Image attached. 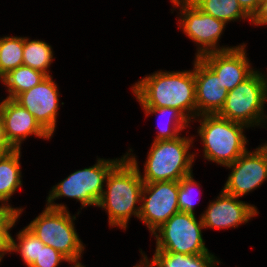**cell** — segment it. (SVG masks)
<instances>
[{
  "mask_svg": "<svg viewBox=\"0 0 267 267\" xmlns=\"http://www.w3.org/2000/svg\"><path fill=\"white\" fill-rule=\"evenodd\" d=\"M131 89L142 108L171 107L190 121L197 117L194 68L176 72L160 70L143 77Z\"/></svg>",
  "mask_w": 267,
  "mask_h": 267,
  "instance_id": "6da1fadb",
  "label": "cell"
},
{
  "mask_svg": "<svg viewBox=\"0 0 267 267\" xmlns=\"http://www.w3.org/2000/svg\"><path fill=\"white\" fill-rule=\"evenodd\" d=\"M130 152L132 149L108 174L104 186L106 189L104 188L97 205L108 213L111 227H120L123 230L132 215L139 219L140 205H136L141 202L144 185L137 158Z\"/></svg>",
  "mask_w": 267,
  "mask_h": 267,
  "instance_id": "7a4b0ae2",
  "label": "cell"
},
{
  "mask_svg": "<svg viewBox=\"0 0 267 267\" xmlns=\"http://www.w3.org/2000/svg\"><path fill=\"white\" fill-rule=\"evenodd\" d=\"M200 117V119H199ZM197 130L203 144L204 158L218 165L234 163L247 151V137L244 129L248 126L222 118L217 114L199 115Z\"/></svg>",
  "mask_w": 267,
  "mask_h": 267,
  "instance_id": "3957f363",
  "label": "cell"
},
{
  "mask_svg": "<svg viewBox=\"0 0 267 267\" xmlns=\"http://www.w3.org/2000/svg\"><path fill=\"white\" fill-rule=\"evenodd\" d=\"M193 140L194 137L180 135L175 139L154 141L147 153L144 175L140 172L143 182L179 181L193 174L196 154L189 152Z\"/></svg>",
  "mask_w": 267,
  "mask_h": 267,
  "instance_id": "277c9868",
  "label": "cell"
},
{
  "mask_svg": "<svg viewBox=\"0 0 267 267\" xmlns=\"http://www.w3.org/2000/svg\"><path fill=\"white\" fill-rule=\"evenodd\" d=\"M125 157L104 159L97 158V163L89 168H84L71 173L60 183L53 186L46 206L54 209L67 210L66 205L54 201L60 197L73 198L81 203L80 210L86 206H96L102 196L104 183L110 171Z\"/></svg>",
  "mask_w": 267,
  "mask_h": 267,
  "instance_id": "5b68a950",
  "label": "cell"
},
{
  "mask_svg": "<svg viewBox=\"0 0 267 267\" xmlns=\"http://www.w3.org/2000/svg\"><path fill=\"white\" fill-rule=\"evenodd\" d=\"M76 216L64 209L45 207L26 227L31 230L45 245L64 255L71 266L84 267L79 259L84 245L79 238L74 221Z\"/></svg>",
  "mask_w": 267,
  "mask_h": 267,
  "instance_id": "8992f818",
  "label": "cell"
},
{
  "mask_svg": "<svg viewBox=\"0 0 267 267\" xmlns=\"http://www.w3.org/2000/svg\"><path fill=\"white\" fill-rule=\"evenodd\" d=\"M267 75L255 70L248 78L228 91L218 116L248 127L267 123L264 113L267 103Z\"/></svg>",
  "mask_w": 267,
  "mask_h": 267,
  "instance_id": "52a82bcc",
  "label": "cell"
},
{
  "mask_svg": "<svg viewBox=\"0 0 267 267\" xmlns=\"http://www.w3.org/2000/svg\"><path fill=\"white\" fill-rule=\"evenodd\" d=\"M204 225L200 215L179 211L151 235L155 236L157 251L198 255L210 253L202 235Z\"/></svg>",
  "mask_w": 267,
  "mask_h": 267,
  "instance_id": "ba28073f",
  "label": "cell"
},
{
  "mask_svg": "<svg viewBox=\"0 0 267 267\" xmlns=\"http://www.w3.org/2000/svg\"><path fill=\"white\" fill-rule=\"evenodd\" d=\"M171 2L173 6L180 7L178 28L198 44L196 58L211 52H222L238 47H220L218 41L226 27L224 21L204 13L191 0H171Z\"/></svg>",
  "mask_w": 267,
  "mask_h": 267,
  "instance_id": "9c48e42d",
  "label": "cell"
},
{
  "mask_svg": "<svg viewBox=\"0 0 267 267\" xmlns=\"http://www.w3.org/2000/svg\"><path fill=\"white\" fill-rule=\"evenodd\" d=\"M178 193L179 181L144 183L139 219L146 224L151 234L180 211Z\"/></svg>",
  "mask_w": 267,
  "mask_h": 267,
  "instance_id": "30bf717a",
  "label": "cell"
},
{
  "mask_svg": "<svg viewBox=\"0 0 267 267\" xmlns=\"http://www.w3.org/2000/svg\"><path fill=\"white\" fill-rule=\"evenodd\" d=\"M225 167L232 169L223 190L237 198L250 193L267 180V145L261 144L255 151L247 150Z\"/></svg>",
  "mask_w": 267,
  "mask_h": 267,
  "instance_id": "8fae6325",
  "label": "cell"
},
{
  "mask_svg": "<svg viewBox=\"0 0 267 267\" xmlns=\"http://www.w3.org/2000/svg\"><path fill=\"white\" fill-rule=\"evenodd\" d=\"M58 85L52 75L46 76L38 85L19 94L14 100L25 107L51 136L56 130L59 107Z\"/></svg>",
  "mask_w": 267,
  "mask_h": 267,
  "instance_id": "7c38bea8",
  "label": "cell"
},
{
  "mask_svg": "<svg viewBox=\"0 0 267 267\" xmlns=\"http://www.w3.org/2000/svg\"><path fill=\"white\" fill-rule=\"evenodd\" d=\"M215 201L209 202L204 213L201 214L204 228H237L238 225L248 223L258 215L256 206L239 200L236 196L226 193L223 189Z\"/></svg>",
  "mask_w": 267,
  "mask_h": 267,
  "instance_id": "4fadbf2b",
  "label": "cell"
},
{
  "mask_svg": "<svg viewBox=\"0 0 267 267\" xmlns=\"http://www.w3.org/2000/svg\"><path fill=\"white\" fill-rule=\"evenodd\" d=\"M246 44L238 45L237 48L211 52L200 58L217 74L221 88L233 90L254 71L248 61Z\"/></svg>",
  "mask_w": 267,
  "mask_h": 267,
  "instance_id": "5bb4252c",
  "label": "cell"
},
{
  "mask_svg": "<svg viewBox=\"0 0 267 267\" xmlns=\"http://www.w3.org/2000/svg\"><path fill=\"white\" fill-rule=\"evenodd\" d=\"M0 111L4 119L6 138L14 149H21L22 142L31 135L44 140L51 138L35 117L14 99H3L0 102Z\"/></svg>",
  "mask_w": 267,
  "mask_h": 267,
  "instance_id": "9a60e30c",
  "label": "cell"
},
{
  "mask_svg": "<svg viewBox=\"0 0 267 267\" xmlns=\"http://www.w3.org/2000/svg\"><path fill=\"white\" fill-rule=\"evenodd\" d=\"M194 60L197 117L217 114L224 105L228 90L221 88L217 74L201 59Z\"/></svg>",
  "mask_w": 267,
  "mask_h": 267,
  "instance_id": "2e32d148",
  "label": "cell"
},
{
  "mask_svg": "<svg viewBox=\"0 0 267 267\" xmlns=\"http://www.w3.org/2000/svg\"><path fill=\"white\" fill-rule=\"evenodd\" d=\"M21 149L5 152L0 156V202L8 204L11 196L22 186Z\"/></svg>",
  "mask_w": 267,
  "mask_h": 267,
  "instance_id": "e0dca14e",
  "label": "cell"
},
{
  "mask_svg": "<svg viewBox=\"0 0 267 267\" xmlns=\"http://www.w3.org/2000/svg\"><path fill=\"white\" fill-rule=\"evenodd\" d=\"M145 115L158 114V119L165 118L164 123H158V134L153 141L170 140L179 137L182 130L190 124V120L178 109L171 107L143 108ZM162 120V119H161ZM160 120V121H161Z\"/></svg>",
  "mask_w": 267,
  "mask_h": 267,
  "instance_id": "ac0fdd59",
  "label": "cell"
},
{
  "mask_svg": "<svg viewBox=\"0 0 267 267\" xmlns=\"http://www.w3.org/2000/svg\"><path fill=\"white\" fill-rule=\"evenodd\" d=\"M149 261L155 267H215L221 263L212 253L186 255L157 250Z\"/></svg>",
  "mask_w": 267,
  "mask_h": 267,
  "instance_id": "d6986e66",
  "label": "cell"
},
{
  "mask_svg": "<svg viewBox=\"0 0 267 267\" xmlns=\"http://www.w3.org/2000/svg\"><path fill=\"white\" fill-rule=\"evenodd\" d=\"M45 77L44 73L22 65L9 71L0 81L8 89L6 98L15 99L19 94L38 85Z\"/></svg>",
  "mask_w": 267,
  "mask_h": 267,
  "instance_id": "ffe728a7",
  "label": "cell"
},
{
  "mask_svg": "<svg viewBox=\"0 0 267 267\" xmlns=\"http://www.w3.org/2000/svg\"><path fill=\"white\" fill-rule=\"evenodd\" d=\"M204 13L226 24L239 19L251 22V17L242 9L238 0H191Z\"/></svg>",
  "mask_w": 267,
  "mask_h": 267,
  "instance_id": "44dd1931",
  "label": "cell"
},
{
  "mask_svg": "<svg viewBox=\"0 0 267 267\" xmlns=\"http://www.w3.org/2000/svg\"><path fill=\"white\" fill-rule=\"evenodd\" d=\"M53 50L51 45L41 40H31L24 37L23 65L51 76L48 71L53 62Z\"/></svg>",
  "mask_w": 267,
  "mask_h": 267,
  "instance_id": "7402d4cb",
  "label": "cell"
},
{
  "mask_svg": "<svg viewBox=\"0 0 267 267\" xmlns=\"http://www.w3.org/2000/svg\"><path fill=\"white\" fill-rule=\"evenodd\" d=\"M24 37L0 38V79L9 71L23 65Z\"/></svg>",
  "mask_w": 267,
  "mask_h": 267,
  "instance_id": "603a6c76",
  "label": "cell"
},
{
  "mask_svg": "<svg viewBox=\"0 0 267 267\" xmlns=\"http://www.w3.org/2000/svg\"><path fill=\"white\" fill-rule=\"evenodd\" d=\"M18 243L10 236L8 252L20 253L21 259L27 267H30L39 257L40 239L27 227L18 232Z\"/></svg>",
  "mask_w": 267,
  "mask_h": 267,
  "instance_id": "cb8c5ba5",
  "label": "cell"
},
{
  "mask_svg": "<svg viewBox=\"0 0 267 267\" xmlns=\"http://www.w3.org/2000/svg\"><path fill=\"white\" fill-rule=\"evenodd\" d=\"M23 208H14L11 205L0 204V252L6 255L9 248L10 229L15 226Z\"/></svg>",
  "mask_w": 267,
  "mask_h": 267,
  "instance_id": "d4e9b609",
  "label": "cell"
},
{
  "mask_svg": "<svg viewBox=\"0 0 267 267\" xmlns=\"http://www.w3.org/2000/svg\"><path fill=\"white\" fill-rule=\"evenodd\" d=\"M193 174L179 180L178 204L182 212L194 213L195 211V188L200 184L195 181ZM198 201V200H197Z\"/></svg>",
  "mask_w": 267,
  "mask_h": 267,
  "instance_id": "484cf974",
  "label": "cell"
},
{
  "mask_svg": "<svg viewBox=\"0 0 267 267\" xmlns=\"http://www.w3.org/2000/svg\"><path fill=\"white\" fill-rule=\"evenodd\" d=\"M69 260L50 246L45 245L40 240V253L36 261L30 267H58L61 262Z\"/></svg>",
  "mask_w": 267,
  "mask_h": 267,
  "instance_id": "4316f807",
  "label": "cell"
},
{
  "mask_svg": "<svg viewBox=\"0 0 267 267\" xmlns=\"http://www.w3.org/2000/svg\"><path fill=\"white\" fill-rule=\"evenodd\" d=\"M251 23L256 26L267 25V0H262L254 15L251 17Z\"/></svg>",
  "mask_w": 267,
  "mask_h": 267,
  "instance_id": "83f0119b",
  "label": "cell"
},
{
  "mask_svg": "<svg viewBox=\"0 0 267 267\" xmlns=\"http://www.w3.org/2000/svg\"><path fill=\"white\" fill-rule=\"evenodd\" d=\"M0 149L5 153L14 150L5 135L4 119L0 111Z\"/></svg>",
  "mask_w": 267,
  "mask_h": 267,
  "instance_id": "f1b7e54d",
  "label": "cell"
},
{
  "mask_svg": "<svg viewBox=\"0 0 267 267\" xmlns=\"http://www.w3.org/2000/svg\"><path fill=\"white\" fill-rule=\"evenodd\" d=\"M242 9L252 17L259 7L260 0H238Z\"/></svg>",
  "mask_w": 267,
  "mask_h": 267,
  "instance_id": "f546056e",
  "label": "cell"
},
{
  "mask_svg": "<svg viewBox=\"0 0 267 267\" xmlns=\"http://www.w3.org/2000/svg\"><path fill=\"white\" fill-rule=\"evenodd\" d=\"M142 256H143V260L141 259L139 264L133 266V267H147V255L142 252V250L140 251Z\"/></svg>",
  "mask_w": 267,
  "mask_h": 267,
  "instance_id": "4dcf8cb0",
  "label": "cell"
},
{
  "mask_svg": "<svg viewBox=\"0 0 267 267\" xmlns=\"http://www.w3.org/2000/svg\"><path fill=\"white\" fill-rule=\"evenodd\" d=\"M147 267H155V266L149 261L148 257H147Z\"/></svg>",
  "mask_w": 267,
  "mask_h": 267,
  "instance_id": "1f68e13d",
  "label": "cell"
},
{
  "mask_svg": "<svg viewBox=\"0 0 267 267\" xmlns=\"http://www.w3.org/2000/svg\"><path fill=\"white\" fill-rule=\"evenodd\" d=\"M2 258H4V255L0 252V262L2 261Z\"/></svg>",
  "mask_w": 267,
  "mask_h": 267,
  "instance_id": "d6a6232c",
  "label": "cell"
},
{
  "mask_svg": "<svg viewBox=\"0 0 267 267\" xmlns=\"http://www.w3.org/2000/svg\"><path fill=\"white\" fill-rule=\"evenodd\" d=\"M4 152L0 149V156L3 154Z\"/></svg>",
  "mask_w": 267,
  "mask_h": 267,
  "instance_id": "836d02e7",
  "label": "cell"
}]
</instances>
